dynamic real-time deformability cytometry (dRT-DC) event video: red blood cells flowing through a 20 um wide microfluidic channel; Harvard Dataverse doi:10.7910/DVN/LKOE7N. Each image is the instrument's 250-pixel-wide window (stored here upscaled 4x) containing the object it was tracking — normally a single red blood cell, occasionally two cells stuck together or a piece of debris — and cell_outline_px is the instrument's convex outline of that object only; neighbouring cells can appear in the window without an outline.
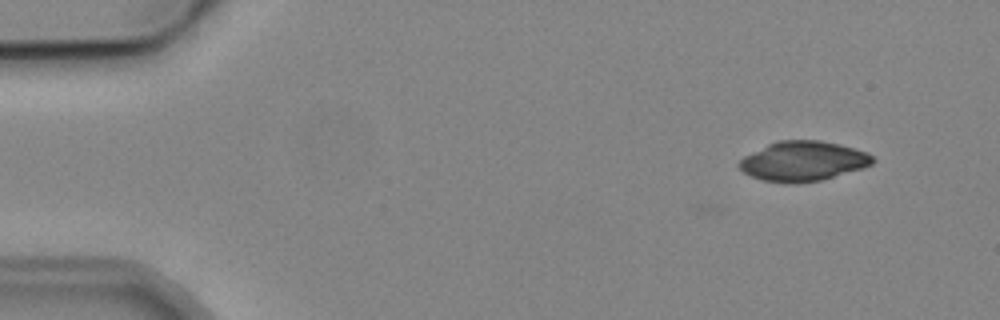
{"species": "common noctule bat (a hibernating species)", "species_latin": "Nyctalus noctula", "temperature_condition": "cold", "stored_images_in_passage": 4, "camera_frame_rate_fps": 3000, "um_per_image_px": 0.085, "animal": {"sex": "male", "body_mass_g": 19.2, "forearm_length_mm": 51.8}, "frame": {"image": 1, "passage_image": 1, "time_ms": 0.0, "image_size_px": [1000, 320], "cell_outline_px": [[876, 160], [872, 164], [860, 168], [820, 180], [796, 184], [784, 184], [760, 180], [744, 172], [736, 164], [744, 156], [776, 140], [820, 140], [840, 144], [868, 152]], "centroid_in_image_um": [68.23, 13.7], "position_along_channel_um": 16.8, "area_um2": 31.04}}